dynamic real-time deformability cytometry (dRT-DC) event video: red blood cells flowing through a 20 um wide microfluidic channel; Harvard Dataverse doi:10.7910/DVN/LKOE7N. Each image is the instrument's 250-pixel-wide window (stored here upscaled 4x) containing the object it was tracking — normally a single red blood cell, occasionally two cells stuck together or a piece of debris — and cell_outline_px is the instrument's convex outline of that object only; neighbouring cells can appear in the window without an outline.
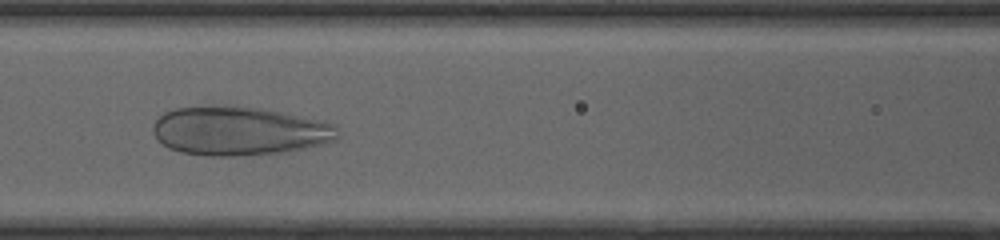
{"species": "human", "species_latin": "Homo sapiens", "temperature_condition": "cold", "stored_images_in_passage": 49, "camera_frame_rate_fps": 3000, "um_per_image_px": 0.085, "donor": {"sex": "female"}, "frame": {"image": 1, "passage_image": 22, "time_ms": 7.0, "image_size_px": [1000, 240], "cell_outline_px": [[340, 136], [336, 140], [304, 148], [284, 152], [244, 156], [204, 156], [180, 152], [168, 148], [156, 140], [152, 132], [152, 124], [164, 112], [176, 108], [260, 108], [280, 112], [316, 120], [332, 124], [336, 128]], "centroid_in_image_um": [20.28, 11.18], "position_along_channel_um": 146.3, "area_um2": 51.73}}
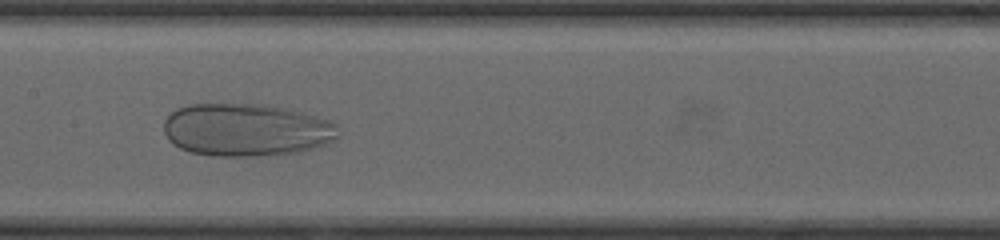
{"frame": {"image": 2, "passage_image": 25, "time_ms": 8.0, "image_size_px": [1000, 240], "cell_outline_px": [[340, 136], [336, 140], [300, 152], [268, 156], [216, 156], [192, 152], [180, 148], [172, 144], [168, 140], [164, 132], [164, 120], [176, 108], [192, 104], [260, 104], [284, 108], [332, 120], [336, 124]], "centroid_in_image_um": [20.94, 11.05], "position_along_channel_um": 186.5, "area_um2": 53.93}}
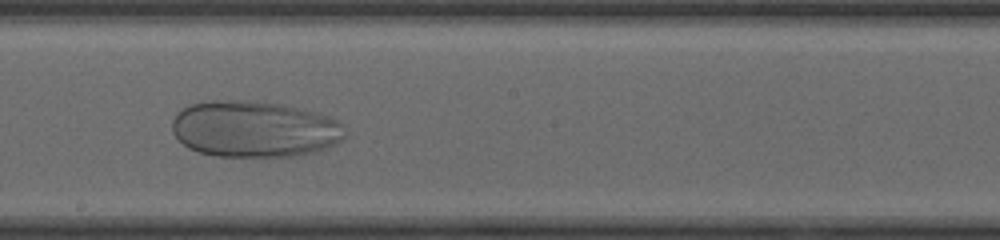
{"frame": {"image": 3, "passage_image": 28, "time_ms": 9.0, "image_size_px": [1000, 240], "cell_outline_px": [[344, 136], [336, 144], [312, 152], [292, 156], [216, 156], [200, 152], [188, 148], [172, 132], [172, 120], [176, 112], [192, 104], [212, 100], [256, 100], [320, 112], [344, 124]], "centroid_in_image_um": [21.61, 10.95], "position_along_channel_um": 226.6, "area_um2": 56.82}}